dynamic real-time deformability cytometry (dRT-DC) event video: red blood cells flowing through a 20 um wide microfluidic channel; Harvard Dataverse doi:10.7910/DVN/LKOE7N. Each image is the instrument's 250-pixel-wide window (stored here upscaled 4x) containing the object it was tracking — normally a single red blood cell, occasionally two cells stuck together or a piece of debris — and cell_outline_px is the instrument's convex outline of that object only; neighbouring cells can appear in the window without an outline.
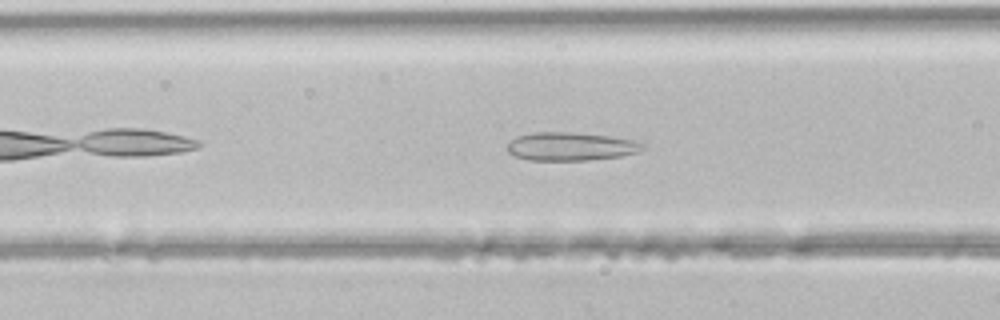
{"species": "common noctule bat (a hibernating species)", "species_latin": "Nyctalus noctula", "temperature_condition": "room temperature", "stored_images_in_passage": 36, "camera_frame_rate_fps": 3000, "um_per_image_px": 0.085, "animal": {"sex": "male", "body_mass_g": 21.5, "forearm_length_mm": 52.0}, "frame": {"image": 1, "passage_image": 7, "time_ms": 2.0, "image_size_px": [1000, 320], "cell_outline_px": [[648, 148], [640, 152], [620, 156], [588, 160], [528, 160], [516, 156], [508, 152], [508, 144], [516, 136], [532, 132], [572, 132], [608, 136], [632, 140], [644, 144]], "centroid_in_image_um": [48.54, 12.45], "position_along_channel_um": 118.1, "area_um2": 22.37}}
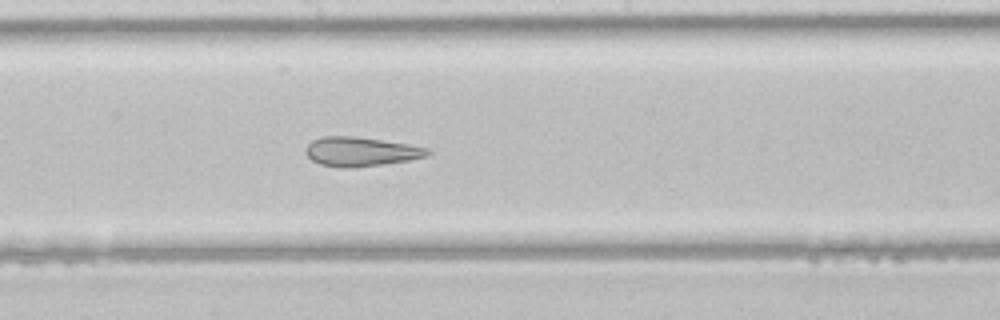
{"frame": {"image": 2, "passage_image": 14, "time_ms": 4.333, "image_size_px": [1000, 320], "cell_outline_px": [[432, 152], [428, 156], [408, 160], [384, 164], [352, 168], [344, 168], [320, 164], [312, 160], [304, 152], [308, 144], [312, 140], [324, 136], [352, 136], [408, 144], [428, 148]], "centroid_in_image_um": [30.67, 12.89], "position_along_channel_um": 217.5, "area_um2": 20.69}}
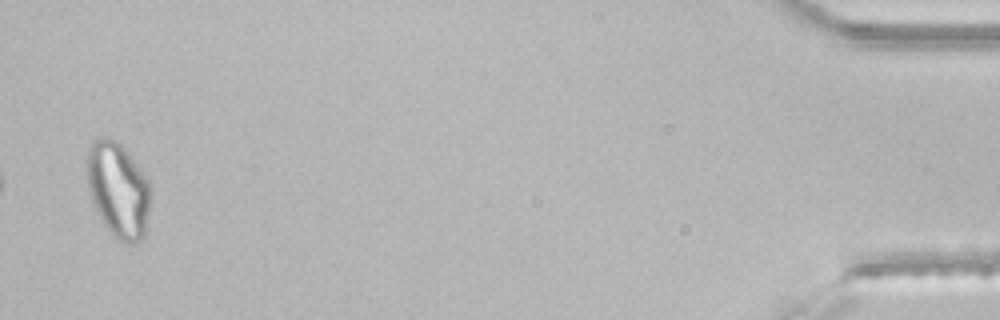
{"frame": {"image": 3, "passage_image": 35, "time_ms": 11.333, "image_size_px": [1000, 320], "cell_outline_px": [[152, 200], [144, 236], [136, 244], [128, 244], [112, 236], [104, 224], [92, 204], [88, 188], [88, 148], [92, 140], [96, 136], [104, 136], [120, 144], [128, 152], [144, 172], [152, 184]], "centroid_in_image_um": [10.09, 16.15], "position_along_channel_um": 425.1, "area_um2": 36.07}}